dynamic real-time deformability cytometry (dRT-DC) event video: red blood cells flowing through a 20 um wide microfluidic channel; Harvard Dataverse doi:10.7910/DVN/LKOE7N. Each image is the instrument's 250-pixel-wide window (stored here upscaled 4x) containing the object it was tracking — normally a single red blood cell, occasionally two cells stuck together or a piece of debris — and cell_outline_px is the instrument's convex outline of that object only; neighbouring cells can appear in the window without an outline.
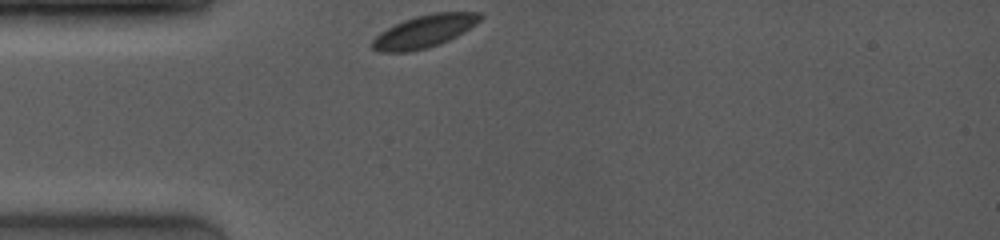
{"species": "common noctule bat (a hibernating species)", "species_latin": "Nyctalus noctula", "temperature_condition": "room temperature", "stored_images_in_passage": 16, "segment_of_instrument_passage": [1, 2], "camera_frame_rate_fps": 4000, "um_per_image_px": 0.085, "animal": {"sex": "female", "body_mass_g": 19.0, "forearm_length_mm": 53.3}, "frame": {"image": 1, "passage_image": 1, "time_ms": 0.0, "image_size_px": [1000, 240], "cell_outline_px": [[484, 16], [476, 24], [464, 32], [440, 44], [428, 48], [408, 52], [380, 52], [372, 48], [372, 40], [380, 32], [404, 20], [416, 16], [432, 12], [480, 12]], "centroid_in_image_um": [36.09, 2.66], "position_along_channel_um": 48.9, "area_um2": 20.46}}
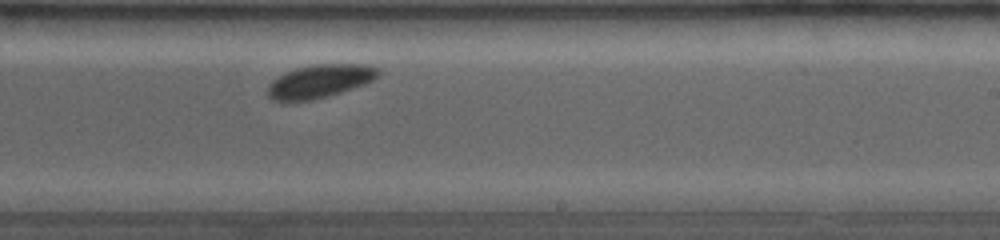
{"frame": {"image": 2, "passage_image": 13, "time_ms": 5.75, "image_size_px": [1000, 240], "cell_outline_px": [[380, 72], [372, 80], [364, 84], [340, 92], [312, 100], [284, 104], [272, 100], [268, 96], [268, 84], [272, 80], [296, 68], [312, 64], [368, 64], [380, 68]], "centroid_in_image_um": [27.13, 6.93], "position_along_channel_um": 261.9, "area_um2": 21.68}}
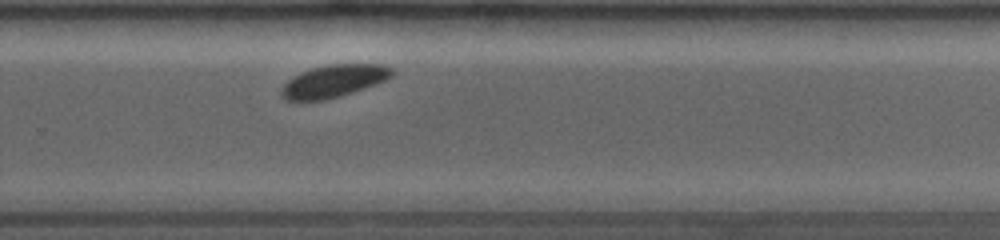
{"frame": {"image": 3, "passage_image": 15, "time_ms": 6.75, "image_size_px": [1000, 240], "cell_outline_px": [[396, 72], [392, 76], [376, 84], [340, 96], [324, 100], [288, 100], [280, 96], [280, 88], [292, 76], [300, 72], [312, 68], [332, 64], [384, 64], [392, 68]], "centroid_in_image_um": [28.36, 6.88], "position_along_channel_um": 301.4, "area_um2": 20.92}}